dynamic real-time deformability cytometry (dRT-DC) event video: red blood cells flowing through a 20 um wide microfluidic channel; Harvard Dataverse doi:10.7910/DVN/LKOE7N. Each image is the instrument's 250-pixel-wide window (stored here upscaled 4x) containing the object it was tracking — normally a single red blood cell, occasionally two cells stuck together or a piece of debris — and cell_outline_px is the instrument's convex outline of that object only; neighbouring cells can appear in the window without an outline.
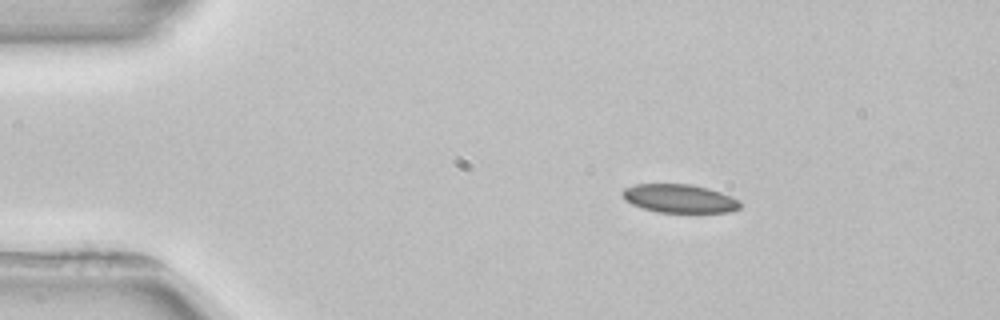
{"species": "common noctule bat (a hibernating species)", "species_latin": "Nyctalus noctula", "temperature_condition": "room temperature", "stored_images_in_passage": 2, "camera_frame_rate_fps": 3000, "um_per_image_px": 0.085, "animal": {"sex": "female", "body_mass_g": 22.7, "forearm_length_mm": 54.2}, "frame": {"image": 1, "passage_image": 1, "time_ms": 0.0, "image_size_px": [1000, 320], "cell_outline_px": [[740, 208], [728, 212], [656, 212], [632, 204], [624, 200], [620, 192], [624, 188], [636, 184], [688, 184], [708, 188], [732, 196], [740, 200]], "centroid_in_image_um": [57.73, 16.87], "position_along_channel_um": 27.3, "area_um2": 19.54}}